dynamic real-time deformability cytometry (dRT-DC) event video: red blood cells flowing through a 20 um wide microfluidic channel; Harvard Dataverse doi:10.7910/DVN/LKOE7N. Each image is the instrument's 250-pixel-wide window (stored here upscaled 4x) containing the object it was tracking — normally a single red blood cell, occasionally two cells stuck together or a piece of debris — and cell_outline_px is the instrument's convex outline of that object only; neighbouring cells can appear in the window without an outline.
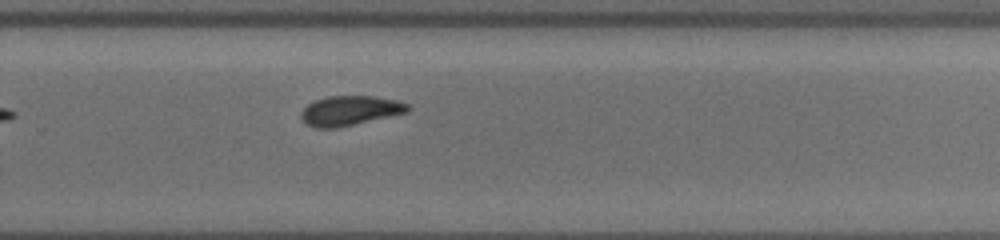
{"species": "common noctule bat (a hibernating species)", "species_latin": "Nyctalus noctula", "temperature_condition": "cold", "stored_images_in_passage": 33, "camera_frame_rate_fps": 3000, "um_per_image_px": 0.085, "animal": {"sex": "female", "body_mass_g": 19.5, "forearm_length_mm": 54.1}, "frame": {"image": 1, "passage_image": 33, "time_ms": 13.333, "image_size_px": [1000, 240], "cell_outline_px": [[412, 108], [408, 112], [352, 124], [332, 128], [316, 128], [308, 124], [300, 116], [300, 112], [308, 104], [316, 100], [328, 96], [376, 96], [396, 100], [408, 104]], "centroid_in_image_um": [29.76, 9.38], "position_along_channel_um": 300.0, "area_um2": 18.15}}